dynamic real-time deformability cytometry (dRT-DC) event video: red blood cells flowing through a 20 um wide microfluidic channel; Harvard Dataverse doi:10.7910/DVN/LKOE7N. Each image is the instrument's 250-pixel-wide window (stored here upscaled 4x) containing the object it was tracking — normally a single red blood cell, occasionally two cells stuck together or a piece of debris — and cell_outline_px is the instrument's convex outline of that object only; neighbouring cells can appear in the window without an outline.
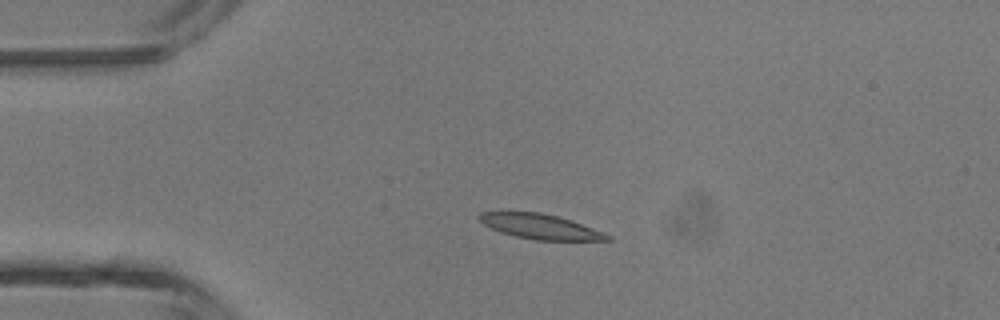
{"species": "common noctule bat (a hibernating species)", "species_latin": "Nyctalus noctula", "temperature_condition": "room temperature", "stored_images_in_passage": 5, "camera_frame_rate_fps": 3000, "um_per_image_px": 0.085, "animal": {"sex": "male", "body_mass_g": 13.3}, "frame": {"image": 1, "passage_image": 3, "time_ms": 2.333, "image_size_px": [1000, 320], "cell_outline_px": [[612, 240], [536, 240], [516, 236], [500, 232], [484, 224], [476, 216], [480, 212], [540, 212], [556, 216], [604, 232], [612, 236]], "centroid_in_image_um": [45.91, 19.26], "position_along_channel_um": 39.1, "area_um2": 18.26}}
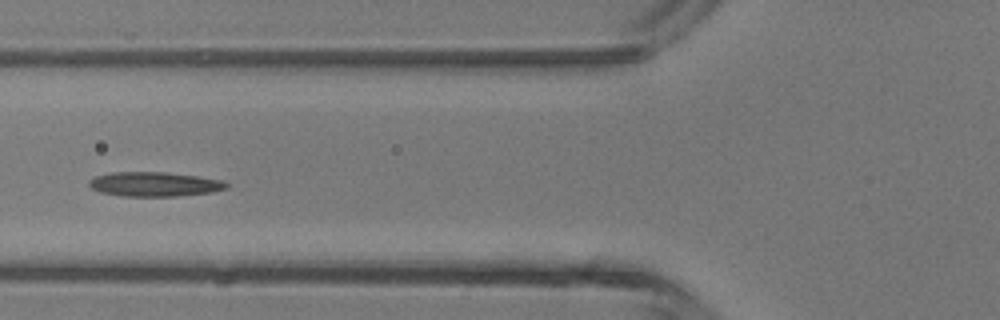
{"frame": {"image": 2, "passage_image": 5, "time_ms": 4.667, "image_size_px": [1000, 320], "cell_outline_px": [[228, 188], [212, 192], [176, 196], [124, 196], [100, 192], [92, 188], [88, 184], [88, 180], [96, 176], [112, 172], [164, 172], [196, 176], [220, 180], [228, 184]], "centroid_in_image_um": [13.1, 15.65], "position_along_channel_um": 112.7, "area_um2": 19.42}}